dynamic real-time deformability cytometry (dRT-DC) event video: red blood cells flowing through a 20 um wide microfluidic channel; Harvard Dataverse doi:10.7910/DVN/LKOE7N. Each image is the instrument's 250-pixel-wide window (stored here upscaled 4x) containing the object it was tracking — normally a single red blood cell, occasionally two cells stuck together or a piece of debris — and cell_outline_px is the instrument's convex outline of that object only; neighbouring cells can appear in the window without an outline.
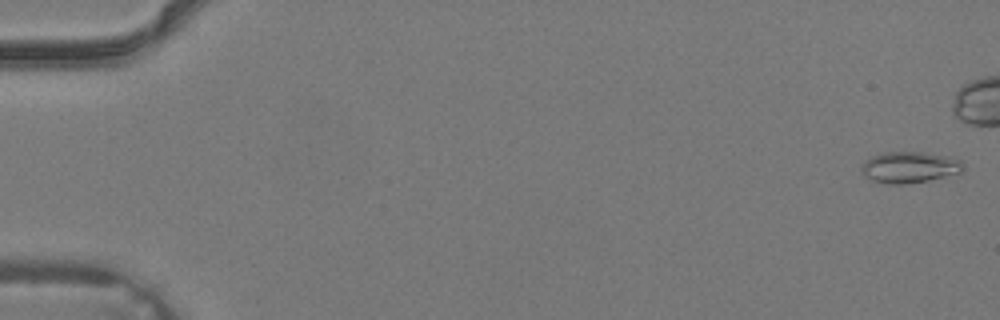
{"species": "common noctule bat (a hibernating species)", "species_latin": "Nyctalus noctula", "temperature_condition": "warm", "stored_images_in_passage": 39, "camera_frame_rate_fps": 3000, "um_per_image_px": 0.085, "animal": {"sex": "male", "body_mass_g": 19.2, "forearm_length_mm": 51.8}, "frame": {"image": 1, "passage_image": 1, "time_ms": 0.0, "image_size_px": [1000, 320], "cell_outline_px": [[964, 168], [960, 172], [928, 180], [904, 184], [888, 184], [872, 180], [864, 176], [860, 168], [864, 160], [872, 156], [884, 152], [920, 152], [952, 156], [960, 160], [964, 164]], "centroid_in_image_um": [77.29, 14.2], "position_along_channel_um": 7.7, "area_um2": 18.55}}